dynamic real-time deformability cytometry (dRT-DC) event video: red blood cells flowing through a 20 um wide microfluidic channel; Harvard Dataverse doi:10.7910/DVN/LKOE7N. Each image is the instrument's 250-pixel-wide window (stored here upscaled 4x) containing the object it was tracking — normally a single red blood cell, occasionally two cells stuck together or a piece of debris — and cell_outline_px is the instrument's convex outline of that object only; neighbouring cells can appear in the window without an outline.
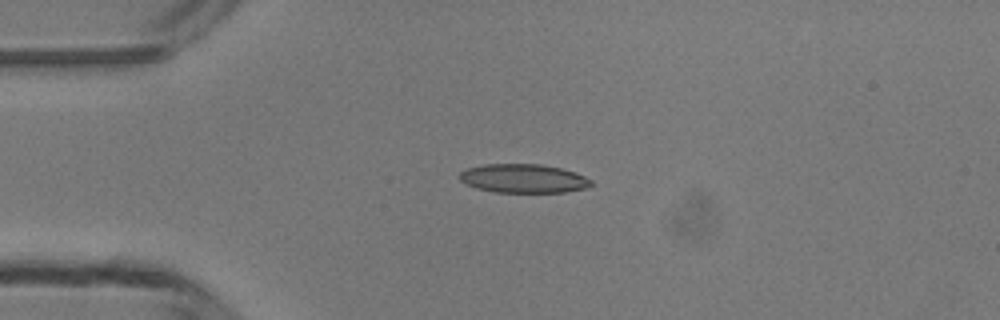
{"species": "common noctule bat (a hibernating species)", "species_latin": "Nyctalus noctula", "temperature_condition": "room temperature", "stored_images_in_passage": 37, "camera_frame_rate_fps": 3000, "um_per_image_px": 0.085, "animal": {"sex": "male", "body_mass_g": 13.3}, "frame": {"image": 1, "passage_image": 1, "time_ms": 0.0, "image_size_px": [1000, 320], "cell_outline_px": [[592, 184], [584, 188], [564, 192], [496, 192], [476, 188], [460, 180], [460, 172], [468, 168], [484, 164], [540, 164], [560, 168], [576, 172], [592, 180]], "centroid_in_image_um": [44.5, 15.16], "position_along_channel_um": 40.5, "area_um2": 21.91}}
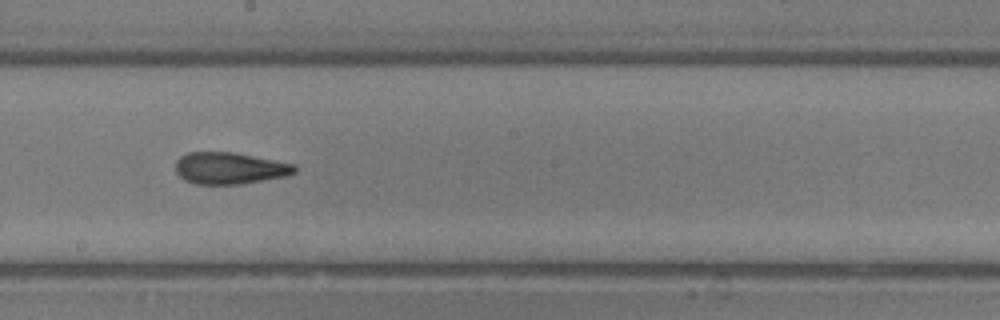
{"frame": {"image": 2, "passage_image": 16, "time_ms": 5.0, "image_size_px": [1000, 320], "cell_outline_px": [[296, 172], [284, 176], [240, 184], [196, 184], [184, 180], [176, 172], [176, 160], [180, 156], [188, 152], [232, 152], [276, 160], [296, 164]], "centroid_in_image_um": [19.5, 14.29], "position_along_channel_um": 228.7, "area_um2": 21.96}}
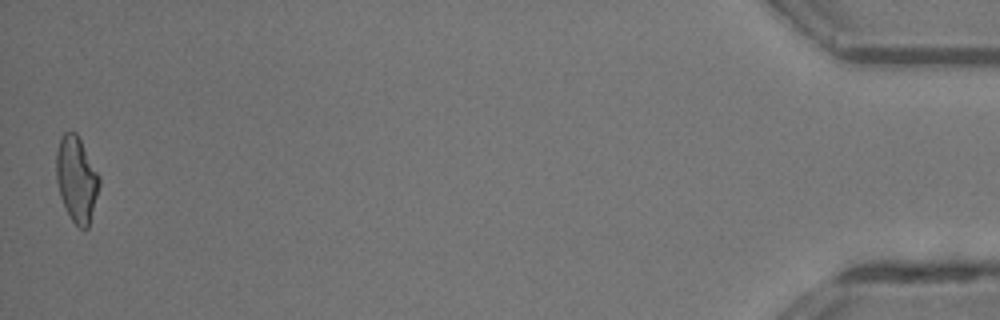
{"frame": {"image": 3, "passage_image": 37, "time_ms": 12.0, "image_size_px": [1000, 320], "cell_outline_px": [[100, 184], [88, 228], [84, 232], [72, 220], [60, 196], [56, 180], [56, 152], [60, 140], [64, 132], [76, 132], [100, 176]], "centroid_in_image_um": [6.51, 15.24], "position_along_channel_um": 428.7, "area_um2": 21.27}, "authors_computed_cell_mechanics": {"area_um2": 22.0796, "velocity_mm_per_s": 4.2776, "shape_relaxation_time_tau1_ms": 6.9904, "shape_relaxation_time_tau2_ms": 1.3803, "deformation_change_tau1": 0.1959, "deformation_change_tau2": 0.0876}}